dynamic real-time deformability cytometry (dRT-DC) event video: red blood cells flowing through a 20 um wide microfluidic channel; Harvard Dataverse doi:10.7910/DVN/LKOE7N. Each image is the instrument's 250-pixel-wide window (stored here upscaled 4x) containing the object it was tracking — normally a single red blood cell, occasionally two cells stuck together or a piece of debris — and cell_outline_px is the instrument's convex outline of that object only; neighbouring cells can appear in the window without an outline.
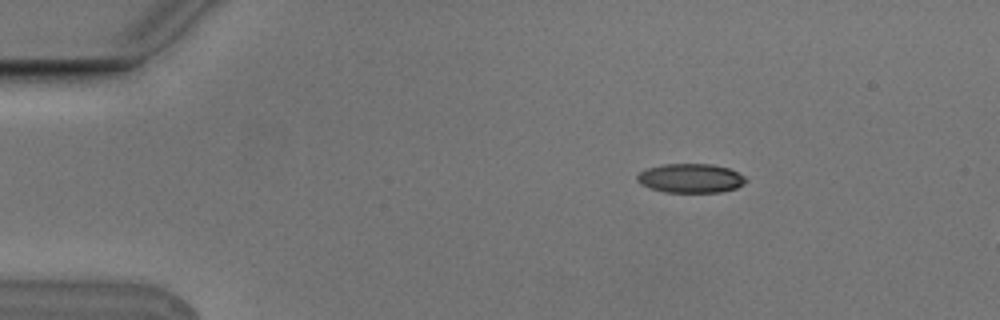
{"species": "Egyptian fruit bat (a non-hibernating species)", "species_latin": "Rousettus aegyptiacus", "temperature_condition": "cold", "stored_images_in_passage": 3, "camera_frame_rate_fps": 3000, "um_per_image_px": 0.085, "animal": {"sex": "male"}, "frame": {"image": 1, "passage_image": 1, "time_ms": 0.0, "image_size_px": [1000, 320], "cell_outline_px": [[748, 180], [744, 184], [736, 188], [720, 192], [664, 192], [640, 184], [636, 180], [636, 176], [640, 172], [648, 168], [664, 164], [712, 164], [728, 168], [744, 176]], "centroid_in_image_um": [58.71, 15.15], "position_along_channel_um": 26.3, "area_um2": 18.38}}